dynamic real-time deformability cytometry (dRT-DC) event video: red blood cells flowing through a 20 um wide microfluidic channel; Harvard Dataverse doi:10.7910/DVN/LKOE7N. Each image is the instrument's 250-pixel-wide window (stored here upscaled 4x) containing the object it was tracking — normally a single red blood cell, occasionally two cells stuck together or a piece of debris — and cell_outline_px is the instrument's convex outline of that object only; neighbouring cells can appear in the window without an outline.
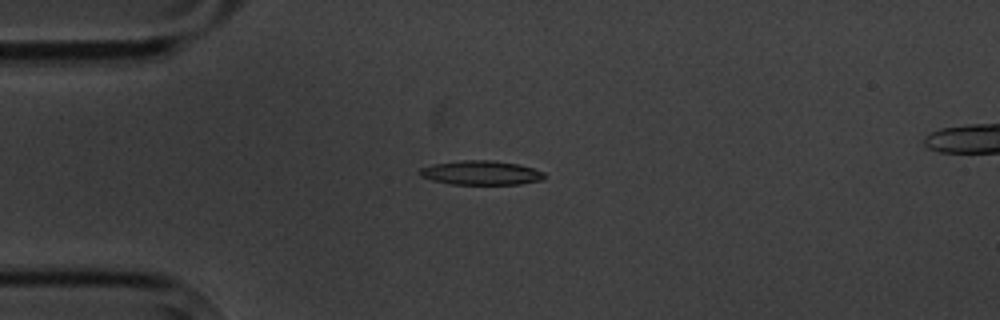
{"species": "common noctule bat (a hibernating species)", "species_latin": "Nyctalus noctula", "temperature_condition": "cold", "stored_images_in_passage": 11, "camera_frame_rate_fps": 3000, "um_per_image_px": 0.085, "animal": {"sex": "male", "body_mass_g": 20.1, "forearm_length_mm": 53.5}, "frame": {"image": 1, "passage_image": 2, "time_ms": 2.0, "image_size_px": [1000, 320], "cell_outline_px": [[548, 176], [544, 180], [520, 184], [448, 184], [432, 180], [420, 176], [420, 168], [432, 164], [464, 160], [492, 160], [516, 164], [532, 168], [544, 172]], "centroid_in_image_um": [40.91, 14.69], "position_along_channel_um": 44.1, "area_um2": 17.63}}
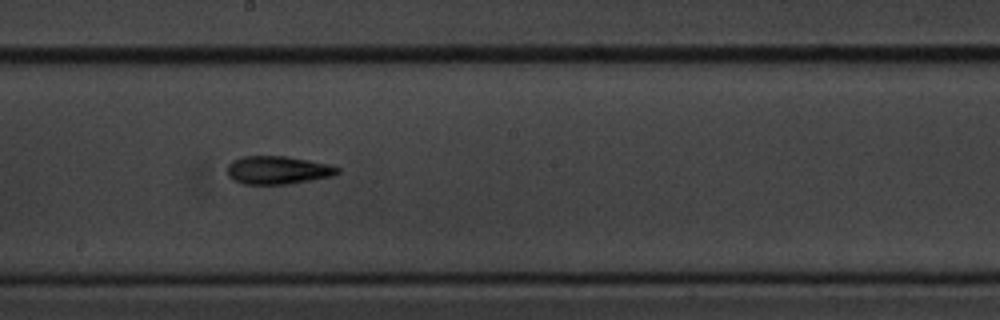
{"frame": {"image": 2, "passage_image": 7, "time_ms": 7.667, "image_size_px": [1000, 320], "cell_outline_px": [[340, 172], [336, 176], [288, 184], [244, 184], [232, 180], [228, 176], [228, 164], [232, 160], [244, 156], [284, 156], [308, 160], [328, 164], [340, 168]], "centroid_in_image_um": [23.63, 14.47], "position_along_channel_um": 224.6, "area_um2": 18.21}}
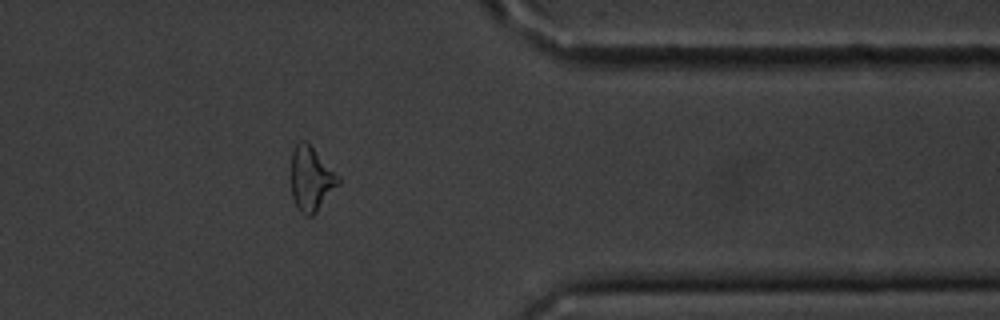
{"frame": {"image": 3, "passage_image": 11, "time_ms": 12.667, "image_size_px": [1000, 320], "cell_outline_px": [[340, 184], [316, 212], [312, 216], [304, 216], [296, 208], [292, 196], [292, 152], [296, 144], [300, 140], [304, 140], [340, 176]], "centroid_in_image_um": [26.45, 15.25], "position_along_channel_um": 384.9, "area_um2": 17.57}, "authors_computed_cell_mechanics": {"area_um2": 17.5712, "velocity_mm_per_s": 3.4887, "shape_relaxation_time_tau1_ms": 4.5283, "shape_relaxation_time_tau2_ms": 4.118, "deformation_change_tau1": 0.118, "deformation_change_tau2": 0.1299}}